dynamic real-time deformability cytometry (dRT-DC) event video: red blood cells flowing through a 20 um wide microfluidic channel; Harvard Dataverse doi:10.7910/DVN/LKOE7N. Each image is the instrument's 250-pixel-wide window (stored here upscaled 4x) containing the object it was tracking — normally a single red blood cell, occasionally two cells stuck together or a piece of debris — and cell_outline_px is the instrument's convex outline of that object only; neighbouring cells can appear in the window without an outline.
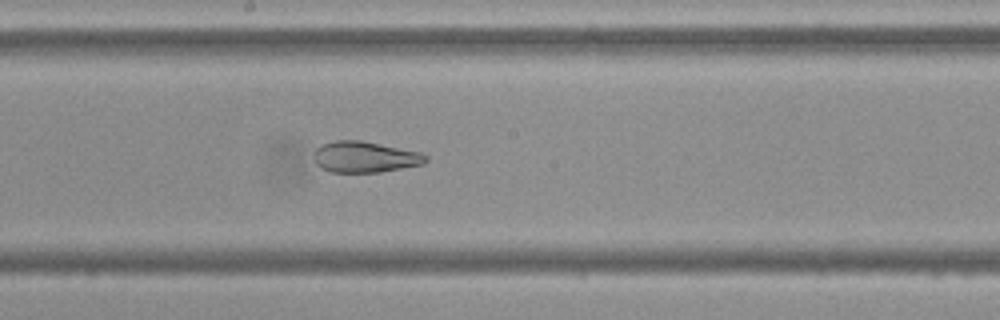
{"species": "Egyptian fruit bat (a non-hibernating species)", "species_latin": "Rousettus aegyptiacus", "temperature_condition": "cold", "stored_images_in_passage": 44, "camera_frame_rate_fps": 3000, "um_per_image_px": 0.085, "frame": {"image": 1, "passage_image": 19, "time_ms": 6.0, "image_size_px": [1000, 320], "cell_outline_px": [[428, 160], [424, 164], [380, 172], [328, 172], [320, 168], [316, 164], [316, 148], [320, 144], [336, 140], [360, 140], [420, 152], [428, 156]], "centroid_in_image_um": [31.02, 13.34], "position_along_channel_um": 217.2, "area_um2": 20.23}, "authors_computed_cell_mechanics": {"area_um2": 24.7673, "velocity_mm_per_s": 3.6552, "shape_relaxation_time_tau1_ms": null, "shape_relaxation_time_tau2_ms": 1.5232, "deformation_change_tau1": null, "deformation_change_tau2": 0.0832}}